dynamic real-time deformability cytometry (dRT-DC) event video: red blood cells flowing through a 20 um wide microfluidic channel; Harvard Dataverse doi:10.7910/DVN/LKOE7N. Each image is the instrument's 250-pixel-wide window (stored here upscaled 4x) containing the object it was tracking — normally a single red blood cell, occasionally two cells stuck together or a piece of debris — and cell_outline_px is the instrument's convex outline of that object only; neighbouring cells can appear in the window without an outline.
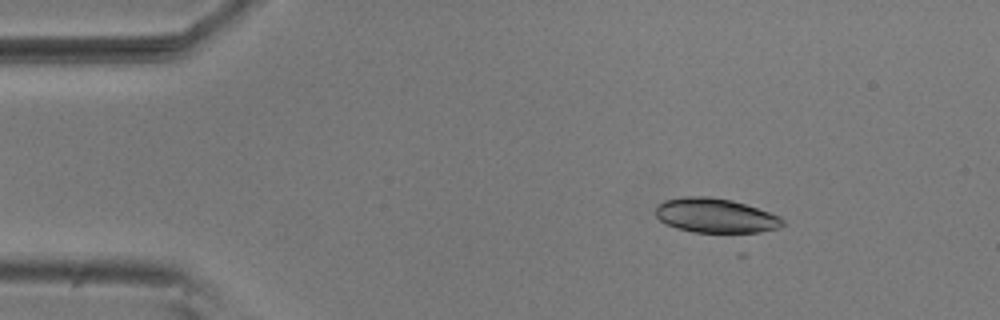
{"species": "common noctule bat (a hibernating species)", "species_latin": "Nyctalus noctula", "temperature_condition": "room temperature", "stored_images_in_passage": 15, "camera_frame_rate_fps": 3000, "um_per_image_px": 0.085, "animal": {"sex": "male", "body_mass_g": 20.5, "forearm_length_mm": 52.5}, "frame": {"image": 1, "passage_image": 7, "time_ms": 2.0, "image_size_px": [1000, 320], "cell_outline_px": [[784, 224], [780, 228], [744, 236], [740, 236], [692, 232], [676, 228], [660, 220], [656, 216], [656, 208], [664, 200], [684, 196], [712, 196], [732, 200], [780, 216], [784, 220]], "centroid_in_image_um": [60.88, 18.38], "position_along_channel_um": 24.1, "area_um2": 26.53}}